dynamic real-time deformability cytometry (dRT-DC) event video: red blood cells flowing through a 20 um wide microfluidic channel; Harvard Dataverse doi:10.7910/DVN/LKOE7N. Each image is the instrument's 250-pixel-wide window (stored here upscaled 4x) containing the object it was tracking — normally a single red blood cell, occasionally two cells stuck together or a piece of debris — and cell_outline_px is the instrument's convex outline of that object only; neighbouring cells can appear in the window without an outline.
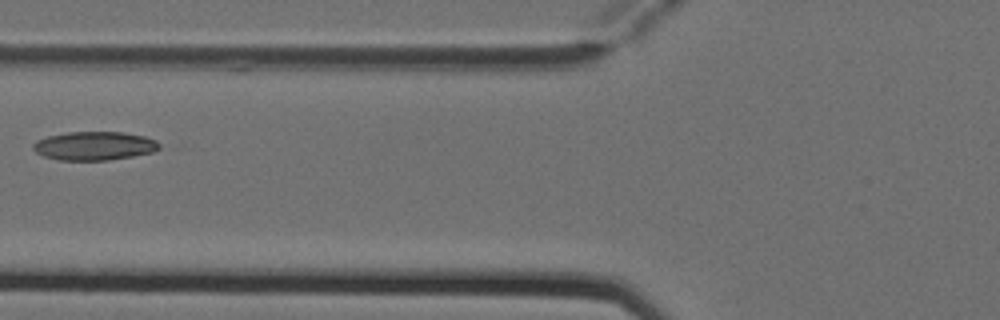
{"species": "Egyptian fruit bat (a non-hibernating species)", "species_latin": "Rousettus aegyptiacus", "temperature_condition": "cold", "stored_images_in_passage": 6, "camera_frame_rate_fps": 3000, "um_per_image_px": 0.085, "animal": {"sex": "female"}, "frame": {"image": 1, "passage_image": 6, "time_ms": 1.667, "image_size_px": [1000, 320], "cell_outline_px": [[160, 148], [152, 152], [132, 156], [108, 160], [60, 160], [44, 156], [36, 152], [32, 148], [32, 144], [36, 140], [48, 136], [68, 132], [124, 132], [144, 136], [156, 140], [160, 144]], "centroid_in_image_um": [8.01, 12.39], "position_along_channel_um": 117.8, "area_um2": 21.04}}